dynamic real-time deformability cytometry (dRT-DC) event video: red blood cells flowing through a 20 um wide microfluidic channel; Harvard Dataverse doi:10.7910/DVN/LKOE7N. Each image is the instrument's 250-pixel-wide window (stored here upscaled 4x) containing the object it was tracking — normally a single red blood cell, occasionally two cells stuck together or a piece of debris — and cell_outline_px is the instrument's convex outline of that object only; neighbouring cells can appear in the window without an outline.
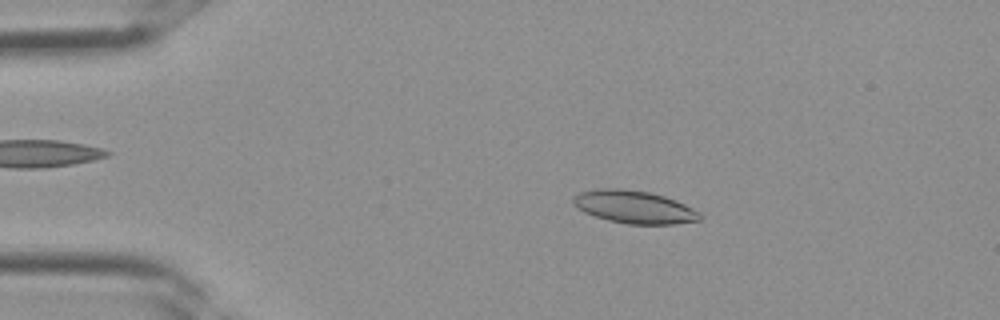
{"species": "Egyptian fruit bat (a non-hibernating species)", "species_latin": "Rousettus aegyptiacus", "temperature_condition": "room temperature", "stored_images_in_passage": 2, "camera_frame_rate_fps": 3000, "um_per_image_px": 0.085, "frame": {"image": 1, "passage_image": 1, "time_ms": 0.0, "image_size_px": [1000, 320], "cell_outline_px": [[704, 216], [700, 220], [672, 224], [628, 224], [608, 220], [584, 212], [572, 204], [572, 196], [580, 192], [596, 188], [620, 188], [648, 192], [664, 196], [676, 200], [700, 212]], "centroid_in_image_um": [53.89, 17.58], "position_along_channel_um": 31.1, "area_um2": 24.28}}